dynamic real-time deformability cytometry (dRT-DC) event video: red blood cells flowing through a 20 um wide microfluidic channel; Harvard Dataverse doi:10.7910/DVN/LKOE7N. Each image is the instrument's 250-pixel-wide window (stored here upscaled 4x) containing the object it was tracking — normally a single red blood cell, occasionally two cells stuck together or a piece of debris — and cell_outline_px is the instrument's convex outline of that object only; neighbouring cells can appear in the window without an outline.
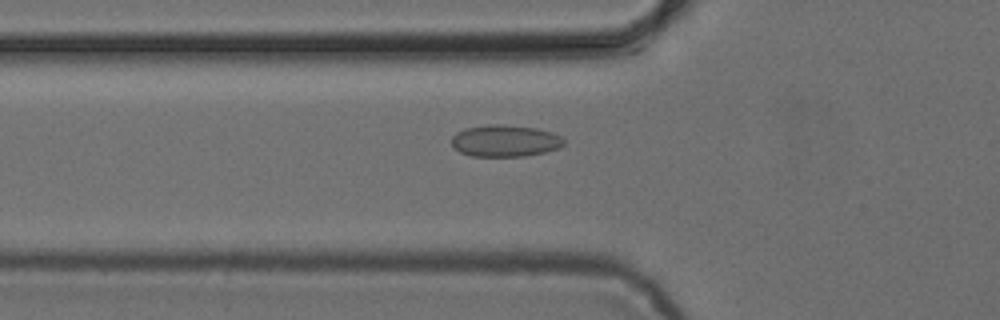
{"species": "common noctule bat (a hibernating species)", "species_latin": "Nyctalus noctula", "temperature_condition": "cold", "stored_images_in_passage": 53, "camera_frame_rate_fps": 3000, "um_per_image_px": 0.085, "animal": {"sex": "female", "body_mass_g": 24.6, "forearm_length_mm": 56.2}, "frame": {"image": 1, "passage_image": 19, "time_ms": 6.0, "image_size_px": [1000, 320], "cell_outline_px": [[564, 144], [556, 148], [544, 152], [524, 156], [472, 156], [460, 152], [452, 148], [452, 136], [456, 132], [464, 128], [488, 124], [504, 124], [536, 128], [552, 132], [560, 136], [564, 140]], "centroid_in_image_um": [42.88, 11.96], "position_along_channel_um": 82.9, "area_um2": 20.87}}
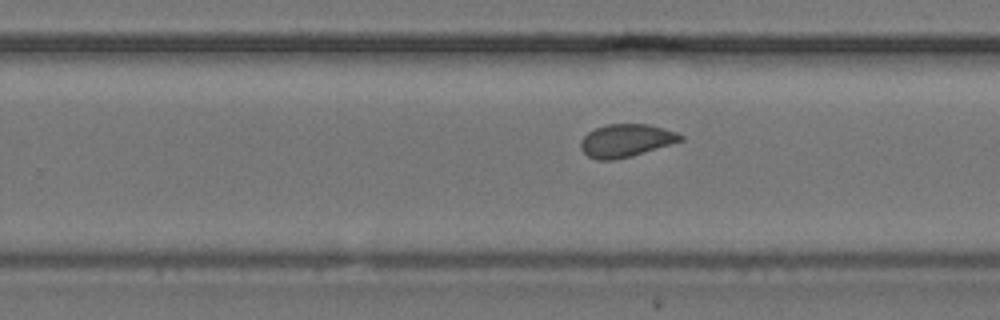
{"frame": {"image": 2, "passage_image": 34, "time_ms": 11.0, "image_size_px": [1000, 320], "cell_outline_px": [[684, 140], [632, 156], [616, 160], [596, 160], [588, 156], [580, 148], [580, 140], [588, 132], [596, 128], [608, 124], [648, 124], [664, 128], [676, 132], [684, 136]], "centroid_in_image_um": [53.21, 11.95], "position_along_channel_um": 276.6, "area_um2": 19.19}}
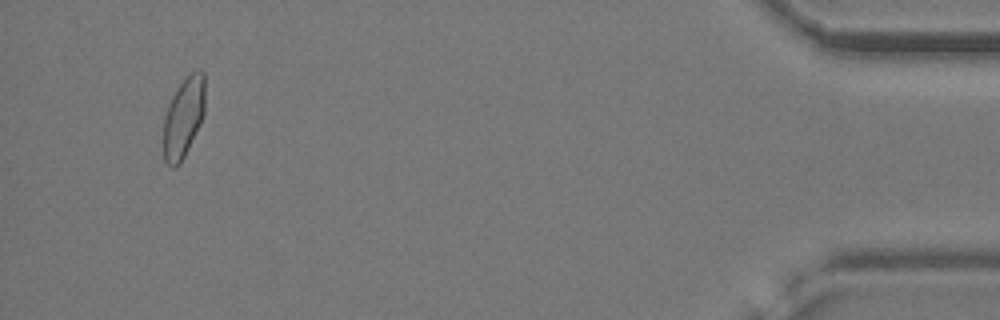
{"frame": {"image": 3, "passage_image": 51, "time_ms": 16.667, "image_size_px": [1000, 320], "cell_outline_px": [[204, 112], [200, 124], [180, 164], [176, 168], [172, 168], [164, 160], [164, 116], [168, 104], [172, 96], [180, 84], [192, 72], [204, 72]], "centroid_in_image_um": [15.59, 10.03], "position_along_channel_um": 419.6, "area_um2": 19.07}, "authors_computed_cell_mechanics": {"area_um2": 19.363, "velocity_mm_per_s": 3.8643, "shape_relaxation_time_tau1_ms": 6.1863, "shape_relaxation_time_tau2_ms": 1.2025, "deformation_change_tau1": 0.1064, "deformation_change_tau2": 0.0499}}